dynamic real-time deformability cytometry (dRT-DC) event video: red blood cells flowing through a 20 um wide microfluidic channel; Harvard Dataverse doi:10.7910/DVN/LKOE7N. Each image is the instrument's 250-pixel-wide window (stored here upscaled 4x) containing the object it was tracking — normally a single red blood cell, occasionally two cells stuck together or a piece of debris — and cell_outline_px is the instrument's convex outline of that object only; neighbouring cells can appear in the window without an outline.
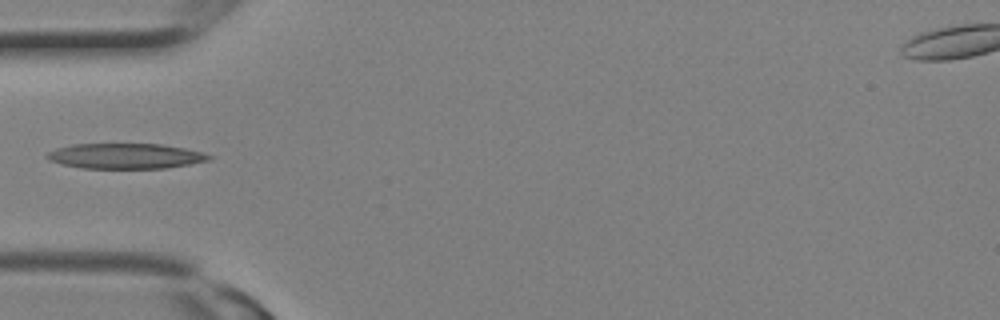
{"species": "Egyptian fruit bat (a non-hibernating species)", "species_latin": "Rousettus aegyptiacus", "temperature_condition": "room temperature", "stored_images_in_passage": 1, "camera_frame_rate_fps": 3000, "um_per_image_px": 0.085, "animal": {"sex": "female"}, "frame": {"image": 1, "passage_image": 1, "time_ms": 0.0, "image_size_px": [1000, 320], "cell_outline_px": [[212, 160], [164, 168], [84, 168], [64, 164], [52, 160], [44, 156], [48, 152], [56, 148], [72, 144], [160, 144], [184, 148], [204, 152], [212, 156]], "centroid_in_image_um": [10.7, 13.25], "position_along_channel_um": 74.3, "area_um2": 23.7}}